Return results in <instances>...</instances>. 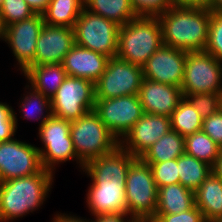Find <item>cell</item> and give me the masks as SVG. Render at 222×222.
<instances>
[{
	"instance_id": "obj_36",
	"label": "cell",
	"mask_w": 222,
	"mask_h": 222,
	"mask_svg": "<svg viewBox=\"0 0 222 222\" xmlns=\"http://www.w3.org/2000/svg\"><path fill=\"white\" fill-rule=\"evenodd\" d=\"M137 15L157 16L174 5V0H130Z\"/></svg>"
},
{
	"instance_id": "obj_7",
	"label": "cell",
	"mask_w": 222,
	"mask_h": 222,
	"mask_svg": "<svg viewBox=\"0 0 222 222\" xmlns=\"http://www.w3.org/2000/svg\"><path fill=\"white\" fill-rule=\"evenodd\" d=\"M119 28L114 21L83 9L73 27L75 44L109 58L116 57Z\"/></svg>"
},
{
	"instance_id": "obj_29",
	"label": "cell",
	"mask_w": 222,
	"mask_h": 222,
	"mask_svg": "<svg viewBox=\"0 0 222 222\" xmlns=\"http://www.w3.org/2000/svg\"><path fill=\"white\" fill-rule=\"evenodd\" d=\"M185 153L213 166L222 148L202 130L185 137Z\"/></svg>"
},
{
	"instance_id": "obj_35",
	"label": "cell",
	"mask_w": 222,
	"mask_h": 222,
	"mask_svg": "<svg viewBox=\"0 0 222 222\" xmlns=\"http://www.w3.org/2000/svg\"><path fill=\"white\" fill-rule=\"evenodd\" d=\"M17 113L6 102H0V143L14 138L17 132Z\"/></svg>"
},
{
	"instance_id": "obj_16",
	"label": "cell",
	"mask_w": 222,
	"mask_h": 222,
	"mask_svg": "<svg viewBox=\"0 0 222 222\" xmlns=\"http://www.w3.org/2000/svg\"><path fill=\"white\" fill-rule=\"evenodd\" d=\"M75 45L73 28L44 24L37 44L34 65L62 64L65 55Z\"/></svg>"
},
{
	"instance_id": "obj_21",
	"label": "cell",
	"mask_w": 222,
	"mask_h": 222,
	"mask_svg": "<svg viewBox=\"0 0 222 222\" xmlns=\"http://www.w3.org/2000/svg\"><path fill=\"white\" fill-rule=\"evenodd\" d=\"M23 74L27 84L50 99L67 76L62 64L30 66Z\"/></svg>"
},
{
	"instance_id": "obj_3",
	"label": "cell",
	"mask_w": 222,
	"mask_h": 222,
	"mask_svg": "<svg viewBox=\"0 0 222 222\" xmlns=\"http://www.w3.org/2000/svg\"><path fill=\"white\" fill-rule=\"evenodd\" d=\"M162 45V29L157 16L138 15L120 26L116 57L142 67Z\"/></svg>"
},
{
	"instance_id": "obj_22",
	"label": "cell",
	"mask_w": 222,
	"mask_h": 222,
	"mask_svg": "<svg viewBox=\"0 0 222 222\" xmlns=\"http://www.w3.org/2000/svg\"><path fill=\"white\" fill-rule=\"evenodd\" d=\"M195 206L207 222L222 216V181L212 172L195 191Z\"/></svg>"
},
{
	"instance_id": "obj_11",
	"label": "cell",
	"mask_w": 222,
	"mask_h": 222,
	"mask_svg": "<svg viewBox=\"0 0 222 222\" xmlns=\"http://www.w3.org/2000/svg\"><path fill=\"white\" fill-rule=\"evenodd\" d=\"M94 111L118 141L144 115L138 94L95 99Z\"/></svg>"
},
{
	"instance_id": "obj_47",
	"label": "cell",
	"mask_w": 222,
	"mask_h": 222,
	"mask_svg": "<svg viewBox=\"0 0 222 222\" xmlns=\"http://www.w3.org/2000/svg\"><path fill=\"white\" fill-rule=\"evenodd\" d=\"M2 3H3V0H0V8H1Z\"/></svg>"
},
{
	"instance_id": "obj_46",
	"label": "cell",
	"mask_w": 222,
	"mask_h": 222,
	"mask_svg": "<svg viewBox=\"0 0 222 222\" xmlns=\"http://www.w3.org/2000/svg\"><path fill=\"white\" fill-rule=\"evenodd\" d=\"M214 222H222V216H220L219 218H217Z\"/></svg>"
},
{
	"instance_id": "obj_25",
	"label": "cell",
	"mask_w": 222,
	"mask_h": 222,
	"mask_svg": "<svg viewBox=\"0 0 222 222\" xmlns=\"http://www.w3.org/2000/svg\"><path fill=\"white\" fill-rule=\"evenodd\" d=\"M84 9L112 20L119 26L138 16L130 0H84Z\"/></svg>"
},
{
	"instance_id": "obj_45",
	"label": "cell",
	"mask_w": 222,
	"mask_h": 222,
	"mask_svg": "<svg viewBox=\"0 0 222 222\" xmlns=\"http://www.w3.org/2000/svg\"><path fill=\"white\" fill-rule=\"evenodd\" d=\"M4 33H5V27L2 23V19L0 16V39L4 41Z\"/></svg>"
},
{
	"instance_id": "obj_18",
	"label": "cell",
	"mask_w": 222,
	"mask_h": 222,
	"mask_svg": "<svg viewBox=\"0 0 222 222\" xmlns=\"http://www.w3.org/2000/svg\"><path fill=\"white\" fill-rule=\"evenodd\" d=\"M144 113L170 117L183 98L180 87L143 78L138 93Z\"/></svg>"
},
{
	"instance_id": "obj_38",
	"label": "cell",
	"mask_w": 222,
	"mask_h": 222,
	"mask_svg": "<svg viewBox=\"0 0 222 222\" xmlns=\"http://www.w3.org/2000/svg\"><path fill=\"white\" fill-rule=\"evenodd\" d=\"M202 131L222 148V109L203 119Z\"/></svg>"
},
{
	"instance_id": "obj_19",
	"label": "cell",
	"mask_w": 222,
	"mask_h": 222,
	"mask_svg": "<svg viewBox=\"0 0 222 222\" xmlns=\"http://www.w3.org/2000/svg\"><path fill=\"white\" fill-rule=\"evenodd\" d=\"M109 57L90 49L74 45L65 55L62 65L66 74L92 81L94 84L105 71Z\"/></svg>"
},
{
	"instance_id": "obj_13",
	"label": "cell",
	"mask_w": 222,
	"mask_h": 222,
	"mask_svg": "<svg viewBox=\"0 0 222 222\" xmlns=\"http://www.w3.org/2000/svg\"><path fill=\"white\" fill-rule=\"evenodd\" d=\"M44 24L42 14H35L5 27L4 41L12 50L18 70L22 73L34 62L38 36Z\"/></svg>"
},
{
	"instance_id": "obj_40",
	"label": "cell",
	"mask_w": 222,
	"mask_h": 222,
	"mask_svg": "<svg viewBox=\"0 0 222 222\" xmlns=\"http://www.w3.org/2000/svg\"><path fill=\"white\" fill-rule=\"evenodd\" d=\"M212 0H174V5L181 7H197L211 10Z\"/></svg>"
},
{
	"instance_id": "obj_23",
	"label": "cell",
	"mask_w": 222,
	"mask_h": 222,
	"mask_svg": "<svg viewBox=\"0 0 222 222\" xmlns=\"http://www.w3.org/2000/svg\"><path fill=\"white\" fill-rule=\"evenodd\" d=\"M195 206V192L180 183L158 188L155 214H177Z\"/></svg>"
},
{
	"instance_id": "obj_32",
	"label": "cell",
	"mask_w": 222,
	"mask_h": 222,
	"mask_svg": "<svg viewBox=\"0 0 222 222\" xmlns=\"http://www.w3.org/2000/svg\"><path fill=\"white\" fill-rule=\"evenodd\" d=\"M35 15L25 0H3L0 16L4 27Z\"/></svg>"
},
{
	"instance_id": "obj_44",
	"label": "cell",
	"mask_w": 222,
	"mask_h": 222,
	"mask_svg": "<svg viewBox=\"0 0 222 222\" xmlns=\"http://www.w3.org/2000/svg\"><path fill=\"white\" fill-rule=\"evenodd\" d=\"M211 12L222 13V0H212Z\"/></svg>"
},
{
	"instance_id": "obj_10",
	"label": "cell",
	"mask_w": 222,
	"mask_h": 222,
	"mask_svg": "<svg viewBox=\"0 0 222 222\" xmlns=\"http://www.w3.org/2000/svg\"><path fill=\"white\" fill-rule=\"evenodd\" d=\"M142 80L141 66L118 57L109 58L105 71L95 83V99L138 94Z\"/></svg>"
},
{
	"instance_id": "obj_27",
	"label": "cell",
	"mask_w": 222,
	"mask_h": 222,
	"mask_svg": "<svg viewBox=\"0 0 222 222\" xmlns=\"http://www.w3.org/2000/svg\"><path fill=\"white\" fill-rule=\"evenodd\" d=\"M179 183L195 192L212 173V166L186 153L177 159Z\"/></svg>"
},
{
	"instance_id": "obj_42",
	"label": "cell",
	"mask_w": 222,
	"mask_h": 222,
	"mask_svg": "<svg viewBox=\"0 0 222 222\" xmlns=\"http://www.w3.org/2000/svg\"><path fill=\"white\" fill-rule=\"evenodd\" d=\"M28 6L34 11L35 14H42L47 6L49 5L50 0H25Z\"/></svg>"
},
{
	"instance_id": "obj_8",
	"label": "cell",
	"mask_w": 222,
	"mask_h": 222,
	"mask_svg": "<svg viewBox=\"0 0 222 222\" xmlns=\"http://www.w3.org/2000/svg\"><path fill=\"white\" fill-rule=\"evenodd\" d=\"M52 115L74 121L94 110L95 84L87 79L67 75L50 99Z\"/></svg>"
},
{
	"instance_id": "obj_1",
	"label": "cell",
	"mask_w": 222,
	"mask_h": 222,
	"mask_svg": "<svg viewBox=\"0 0 222 222\" xmlns=\"http://www.w3.org/2000/svg\"><path fill=\"white\" fill-rule=\"evenodd\" d=\"M157 18L163 45L186 52L204 51L211 19L209 9L173 5Z\"/></svg>"
},
{
	"instance_id": "obj_37",
	"label": "cell",
	"mask_w": 222,
	"mask_h": 222,
	"mask_svg": "<svg viewBox=\"0 0 222 222\" xmlns=\"http://www.w3.org/2000/svg\"><path fill=\"white\" fill-rule=\"evenodd\" d=\"M149 222H207L203 213L196 207L177 214H155Z\"/></svg>"
},
{
	"instance_id": "obj_2",
	"label": "cell",
	"mask_w": 222,
	"mask_h": 222,
	"mask_svg": "<svg viewBox=\"0 0 222 222\" xmlns=\"http://www.w3.org/2000/svg\"><path fill=\"white\" fill-rule=\"evenodd\" d=\"M53 178L54 173L43 168L28 177L0 182V222H12L38 210L47 200Z\"/></svg>"
},
{
	"instance_id": "obj_31",
	"label": "cell",
	"mask_w": 222,
	"mask_h": 222,
	"mask_svg": "<svg viewBox=\"0 0 222 222\" xmlns=\"http://www.w3.org/2000/svg\"><path fill=\"white\" fill-rule=\"evenodd\" d=\"M204 119L222 109V92L183 95Z\"/></svg>"
},
{
	"instance_id": "obj_12",
	"label": "cell",
	"mask_w": 222,
	"mask_h": 222,
	"mask_svg": "<svg viewBox=\"0 0 222 222\" xmlns=\"http://www.w3.org/2000/svg\"><path fill=\"white\" fill-rule=\"evenodd\" d=\"M43 169L37 146L11 139L0 143V182L28 177Z\"/></svg>"
},
{
	"instance_id": "obj_41",
	"label": "cell",
	"mask_w": 222,
	"mask_h": 222,
	"mask_svg": "<svg viewBox=\"0 0 222 222\" xmlns=\"http://www.w3.org/2000/svg\"><path fill=\"white\" fill-rule=\"evenodd\" d=\"M76 215H71V213L68 215L66 213H57L55 217L52 219L53 221L51 222H92L89 219H82V217H79Z\"/></svg>"
},
{
	"instance_id": "obj_17",
	"label": "cell",
	"mask_w": 222,
	"mask_h": 222,
	"mask_svg": "<svg viewBox=\"0 0 222 222\" xmlns=\"http://www.w3.org/2000/svg\"><path fill=\"white\" fill-rule=\"evenodd\" d=\"M136 159L118 145L112 152L86 163L83 172L92 183L125 184L127 171Z\"/></svg>"
},
{
	"instance_id": "obj_4",
	"label": "cell",
	"mask_w": 222,
	"mask_h": 222,
	"mask_svg": "<svg viewBox=\"0 0 222 222\" xmlns=\"http://www.w3.org/2000/svg\"><path fill=\"white\" fill-rule=\"evenodd\" d=\"M70 136L77 159L83 165L112 152L119 145L94 110L70 122Z\"/></svg>"
},
{
	"instance_id": "obj_34",
	"label": "cell",
	"mask_w": 222,
	"mask_h": 222,
	"mask_svg": "<svg viewBox=\"0 0 222 222\" xmlns=\"http://www.w3.org/2000/svg\"><path fill=\"white\" fill-rule=\"evenodd\" d=\"M204 52L222 61V13L211 12L208 40Z\"/></svg>"
},
{
	"instance_id": "obj_43",
	"label": "cell",
	"mask_w": 222,
	"mask_h": 222,
	"mask_svg": "<svg viewBox=\"0 0 222 222\" xmlns=\"http://www.w3.org/2000/svg\"><path fill=\"white\" fill-rule=\"evenodd\" d=\"M212 172L222 181V150L217 161L212 166Z\"/></svg>"
},
{
	"instance_id": "obj_6",
	"label": "cell",
	"mask_w": 222,
	"mask_h": 222,
	"mask_svg": "<svg viewBox=\"0 0 222 222\" xmlns=\"http://www.w3.org/2000/svg\"><path fill=\"white\" fill-rule=\"evenodd\" d=\"M38 131V137L44 147L37 148L44 169L55 174L56 165L73 160L79 164L81 171L83 170L84 165L77 159L70 136V121L52 115L38 127Z\"/></svg>"
},
{
	"instance_id": "obj_5",
	"label": "cell",
	"mask_w": 222,
	"mask_h": 222,
	"mask_svg": "<svg viewBox=\"0 0 222 222\" xmlns=\"http://www.w3.org/2000/svg\"><path fill=\"white\" fill-rule=\"evenodd\" d=\"M157 193L150 166L137 158L130 165L126 175L127 214L136 222H149L156 212Z\"/></svg>"
},
{
	"instance_id": "obj_9",
	"label": "cell",
	"mask_w": 222,
	"mask_h": 222,
	"mask_svg": "<svg viewBox=\"0 0 222 222\" xmlns=\"http://www.w3.org/2000/svg\"><path fill=\"white\" fill-rule=\"evenodd\" d=\"M182 95L222 92V61L204 51L188 52Z\"/></svg>"
},
{
	"instance_id": "obj_15",
	"label": "cell",
	"mask_w": 222,
	"mask_h": 222,
	"mask_svg": "<svg viewBox=\"0 0 222 222\" xmlns=\"http://www.w3.org/2000/svg\"><path fill=\"white\" fill-rule=\"evenodd\" d=\"M170 130V117L144 113L119 141V145L135 158H140Z\"/></svg>"
},
{
	"instance_id": "obj_39",
	"label": "cell",
	"mask_w": 222,
	"mask_h": 222,
	"mask_svg": "<svg viewBox=\"0 0 222 222\" xmlns=\"http://www.w3.org/2000/svg\"><path fill=\"white\" fill-rule=\"evenodd\" d=\"M92 222H136L132 217H129L127 213L122 214H100L94 216Z\"/></svg>"
},
{
	"instance_id": "obj_14",
	"label": "cell",
	"mask_w": 222,
	"mask_h": 222,
	"mask_svg": "<svg viewBox=\"0 0 222 222\" xmlns=\"http://www.w3.org/2000/svg\"><path fill=\"white\" fill-rule=\"evenodd\" d=\"M187 53L178 48L162 45L142 66L143 78L181 88Z\"/></svg>"
},
{
	"instance_id": "obj_28",
	"label": "cell",
	"mask_w": 222,
	"mask_h": 222,
	"mask_svg": "<svg viewBox=\"0 0 222 222\" xmlns=\"http://www.w3.org/2000/svg\"><path fill=\"white\" fill-rule=\"evenodd\" d=\"M25 88L29 90L26 91L25 94H27H23L24 96L21 98L23 101L21 100L19 103V113L22 112L21 116L23 119L34 120V117H36L35 120H39L38 126L40 127L52 116L50 98L34 90L29 84L25 85Z\"/></svg>"
},
{
	"instance_id": "obj_26",
	"label": "cell",
	"mask_w": 222,
	"mask_h": 222,
	"mask_svg": "<svg viewBox=\"0 0 222 222\" xmlns=\"http://www.w3.org/2000/svg\"><path fill=\"white\" fill-rule=\"evenodd\" d=\"M84 9V0H50L42 13L45 24L73 28Z\"/></svg>"
},
{
	"instance_id": "obj_30",
	"label": "cell",
	"mask_w": 222,
	"mask_h": 222,
	"mask_svg": "<svg viewBox=\"0 0 222 222\" xmlns=\"http://www.w3.org/2000/svg\"><path fill=\"white\" fill-rule=\"evenodd\" d=\"M171 130L186 137L202 130L203 118L183 97L175 111L170 115Z\"/></svg>"
},
{
	"instance_id": "obj_33",
	"label": "cell",
	"mask_w": 222,
	"mask_h": 222,
	"mask_svg": "<svg viewBox=\"0 0 222 222\" xmlns=\"http://www.w3.org/2000/svg\"><path fill=\"white\" fill-rule=\"evenodd\" d=\"M153 173L155 184L158 188L179 183L177 159L161 163H146Z\"/></svg>"
},
{
	"instance_id": "obj_24",
	"label": "cell",
	"mask_w": 222,
	"mask_h": 222,
	"mask_svg": "<svg viewBox=\"0 0 222 222\" xmlns=\"http://www.w3.org/2000/svg\"><path fill=\"white\" fill-rule=\"evenodd\" d=\"M185 137L170 130L158 139L141 157L144 163H161L178 159L185 153Z\"/></svg>"
},
{
	"instance_id": "obj_20",
	"label": "cell",
	"mask_w": 222,
	"mask_h": 222,
	"mask_svg": "<svg viewBox=\"0 0 222 222\" xmlns=\"http://www.w3.org/2000/svg\"><path fill=\"white\" fill-rule=\"evenodd\" d=\"M86 205L93 216L127 213L125 184L91 183Z\"/></svg>"
}]
</instances>
